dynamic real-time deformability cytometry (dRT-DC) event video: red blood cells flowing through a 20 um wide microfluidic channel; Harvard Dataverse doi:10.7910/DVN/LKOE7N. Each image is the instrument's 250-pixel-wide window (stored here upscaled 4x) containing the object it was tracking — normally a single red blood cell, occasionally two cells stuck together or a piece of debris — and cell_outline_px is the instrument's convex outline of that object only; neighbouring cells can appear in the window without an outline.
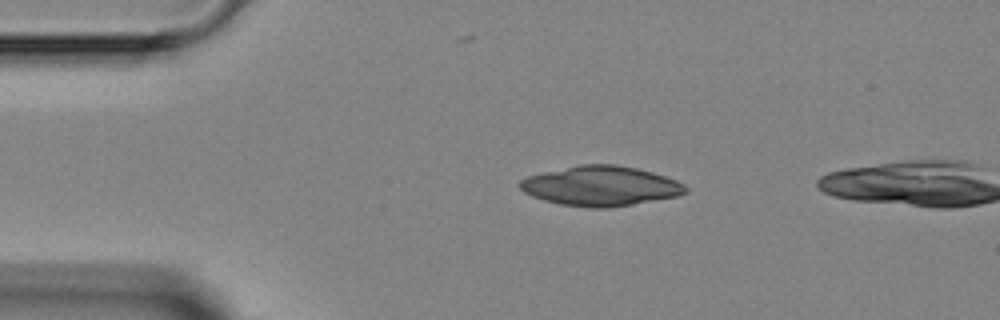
{"species": "Egyptian fruit bat (a non-hibernating species)", "species_latin": "Rousettus aegyptiacus", "temperature_condition": "room temperature", "stored_images_in_passage": 3, "camera_frame_rate_fps": 3000, "um_per_image_px": 0.085, "animal": {"sex": "female"}, "frame": {"image": 1, "passage_image": 2, "time_ms": 1.333, "image_size_px": [1000, 320], "cell_outline_px": [[688, 192], [676, 196], [632, 204], [608, 208], [588, 208], [560, 204], [544, 200], [532, 196], [524, 192], [520, 188], [520, 180], [528, 176], [544, 172], [580, 164], [616, 164], [636, 168], [652, 172], [676, 180], [684, 184], [688, 188]], "centroid_in_image_um": [51.06, 15.81], "position_along_channel_um": 33.9, "area_um2": 38.26}}